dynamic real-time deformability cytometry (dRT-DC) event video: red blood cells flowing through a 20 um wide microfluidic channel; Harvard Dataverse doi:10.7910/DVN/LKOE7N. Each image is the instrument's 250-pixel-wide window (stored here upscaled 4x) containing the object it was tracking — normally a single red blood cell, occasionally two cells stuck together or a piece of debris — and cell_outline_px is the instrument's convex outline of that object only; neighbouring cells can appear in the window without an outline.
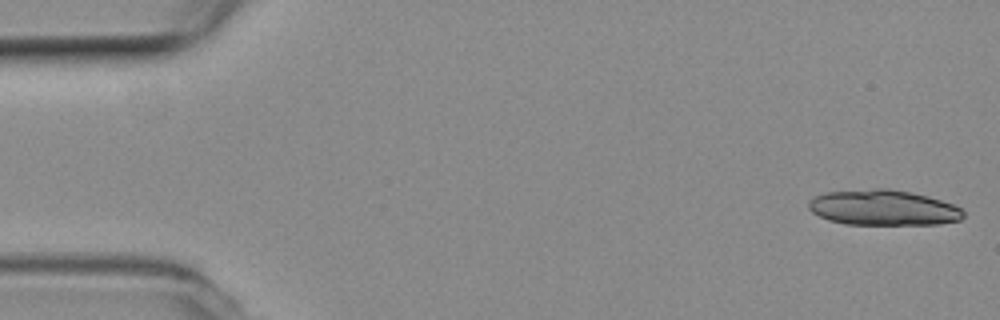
{"species": "common noctule bat (a hibernating species)", "species_latin": "Nyctalus noctula", "temperature_condition": "room temperature", "stored_images_in_passage": 4, "camera_frame_rate_fps": 3000, "um_per_image_px": 0.085, "animal": {"sex": "female", "body_mass_g": 19.3, "forearm_length_mm": 54.1}, "frame": {"image": 1, "passage_image": 1, "time_ms": 0.0, "image_size_px": [1000, 320], "cell_outline_px": [[964, 216], [960, 220], [940, 224], [844, 224], [828, 220], [812, 212], [808, 208], [808, 200], [824, 192], [876, 188], [888, 188], [912, 192], [928, 196], [952, 204], [960, 208], [964, 212]], "centroid_in_image_um": [75.06, 17.65], "position_along_channel_um": 9.9, "area_um2": 32.08}}